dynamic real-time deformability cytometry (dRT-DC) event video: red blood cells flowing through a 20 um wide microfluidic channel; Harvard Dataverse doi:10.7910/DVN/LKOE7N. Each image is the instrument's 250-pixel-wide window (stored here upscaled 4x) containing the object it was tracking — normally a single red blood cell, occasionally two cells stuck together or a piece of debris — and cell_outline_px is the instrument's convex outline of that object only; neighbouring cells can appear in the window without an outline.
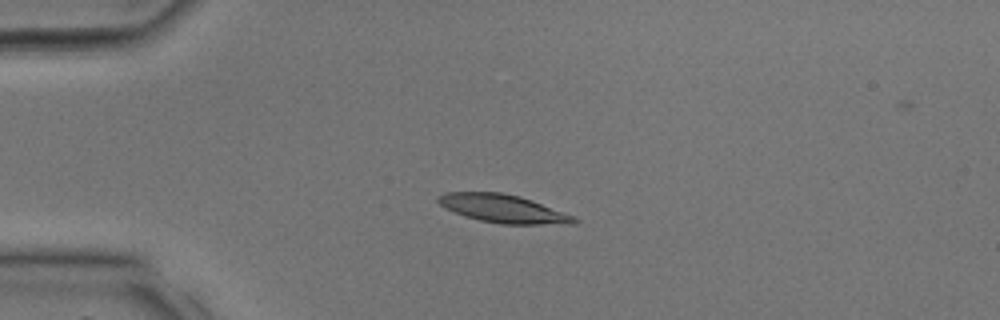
{"species": "common noctule bat (a hibernating species)", "species_latin": "Nyctalus noctula", "temperature_condition": "room temperature", "stored_images_in_passage": 13, "camera_frame_rate_fps": 3000, "um_per_image_px": 0.085, "animal": {"sex": "male", "body_mass_g": 17.9, "forearm_length_mm": 54.2}, "frame": {"image": 1, "passage_image": 1, "time_ms": 0.0, "image_size_px": [1000, 320], "cell_outline_px": [[580, 220], [576, 224], [500, 224], [480, 220], [464, 216], [444, 208], [436, 200], [436, 196], [444, 192], [500, 192], [520, 196], [532, 200], [576, 216]], "centroid_in_image_um": [42.78, 17.73], "position_along_channel_um": 42.2, "area_um2": 22.6}}
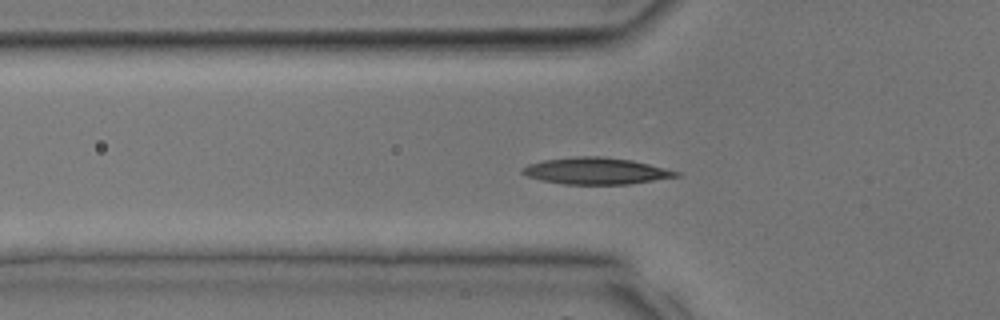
{"frame": {"image": 2, "passage_image": 4, "time_ms": 1.0, "image_size_px": [1000, 320], "cell_outline_px": [[680, 176], [628, 184], [564, 184], [540, 180], [528, 176], [520, 172], [520, 168], [528, 164], [544, 160], [576, 156], [600, 156], [632, 160], [680, 172]], "centroid_in_image_um": [50.61, 14.53], "position_along_channel_um": 75.2, "area_um2": 23.76}}